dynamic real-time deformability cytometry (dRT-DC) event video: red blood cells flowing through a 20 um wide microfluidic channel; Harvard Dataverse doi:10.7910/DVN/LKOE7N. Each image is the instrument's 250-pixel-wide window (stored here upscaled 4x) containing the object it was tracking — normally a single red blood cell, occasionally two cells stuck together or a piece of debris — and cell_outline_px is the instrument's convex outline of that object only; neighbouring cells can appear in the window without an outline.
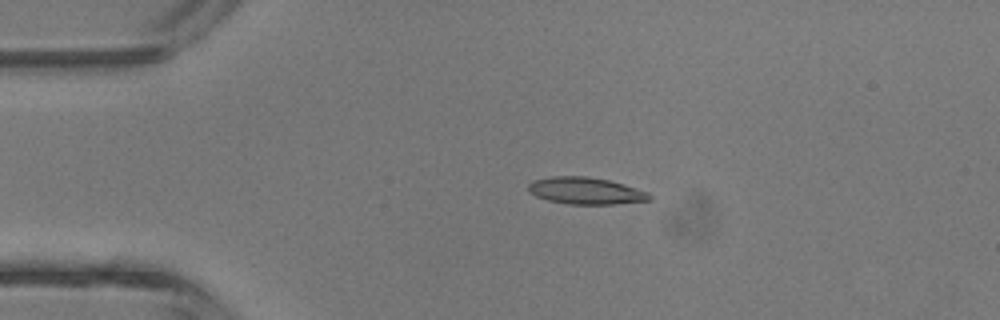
{"species": "common noctule bat (a hibernating species)", "species_latin": "Nyctalus noctula", "temperature_condition": "room temperature", "stored_images_in_passage": 4, "camera_frame_rate_fps": 3000, "um_per_image_px": 0.085, "animal": {"sex": "male", "body_mass_g": 13.3}, "frame": {"image": 1, "passage_image": 2, "time_ms": 1.0, "image_size_px": [1000, 320], "cell_outline_px": [[652, 200], [616, 204], [568, 204], [548, 200], [536, 196], [528, 192], [528, 184], [532, 180], [552, 176], [588, 176], [608, 180], [624, 184], [648, 192], [652, 196]], "centroid_in_image_um": [49.78, 16.21], "position_along_channel_um": 35.2, "area_um2": 19.13}}
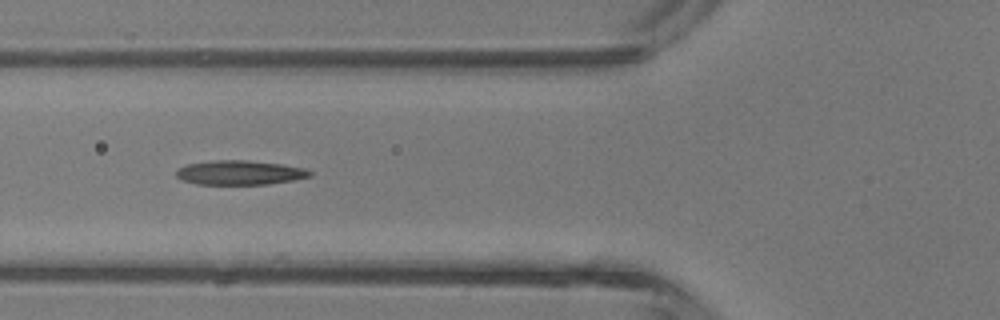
{"frame": {"image": 2, "passage_image": 4, "time_ms": 3.333, "image_size_px": [1000, 320], "cell_outline_px": [[312, 176], [292, 180], [268, 184], [196, 184], [184, 180], [176, 176], [176, 168], [188, 164], [212, 160], [248, 160], [280, 164], [304, 168], [312, 172]], "centroid_in_image_um": [20.36, 14.67], "position_along_channel_um": 105.4, "area_um2": 18.9}}